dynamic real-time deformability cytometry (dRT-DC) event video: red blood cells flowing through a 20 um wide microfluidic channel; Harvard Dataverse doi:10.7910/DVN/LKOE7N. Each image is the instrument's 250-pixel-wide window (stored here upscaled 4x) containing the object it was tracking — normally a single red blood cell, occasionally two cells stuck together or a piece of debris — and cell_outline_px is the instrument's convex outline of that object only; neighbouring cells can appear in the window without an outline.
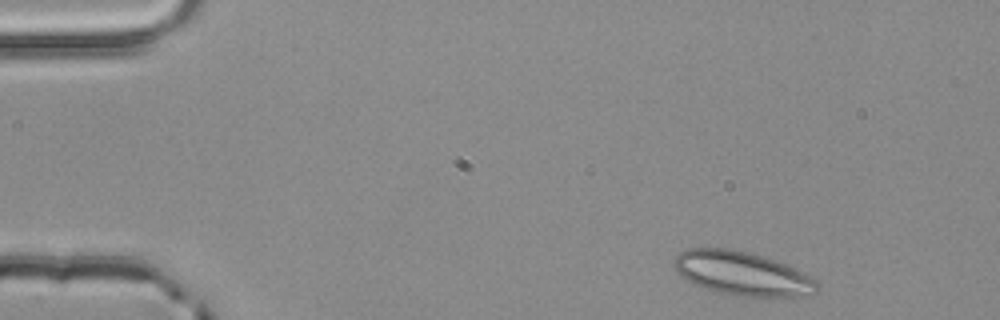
{"species": "common noctule bat (a hibernating species)", "species_latin": "Nyctalus noctula", "temperature_condition": "room temperature", "stored_images_in_passage": 3, "camera_frame_rate_fps": 3000, "um_per_image_px": 0.085, "animal": {"sex": "male", "body_mass_g": 20.4}, "frame": {"image": 1, "passage_image": 1, "time_ms": 0.0, "image_size_px": [1000, 320], "cell_outline_px": [[820, 284], [816, 292], [800, 296], [736, 296], [716, 292], [700, 288], [684, 280], [676, 272], [672, 264], [672, 260], [680, 252], [688, 248], [728, 248], [752, 252], [764, 256], [784, 264], [816, 280]], "centroid_in_image_um": [62.99, 23.24], "position_along_channel_um": 22.0, "area_um2": 36.82}}